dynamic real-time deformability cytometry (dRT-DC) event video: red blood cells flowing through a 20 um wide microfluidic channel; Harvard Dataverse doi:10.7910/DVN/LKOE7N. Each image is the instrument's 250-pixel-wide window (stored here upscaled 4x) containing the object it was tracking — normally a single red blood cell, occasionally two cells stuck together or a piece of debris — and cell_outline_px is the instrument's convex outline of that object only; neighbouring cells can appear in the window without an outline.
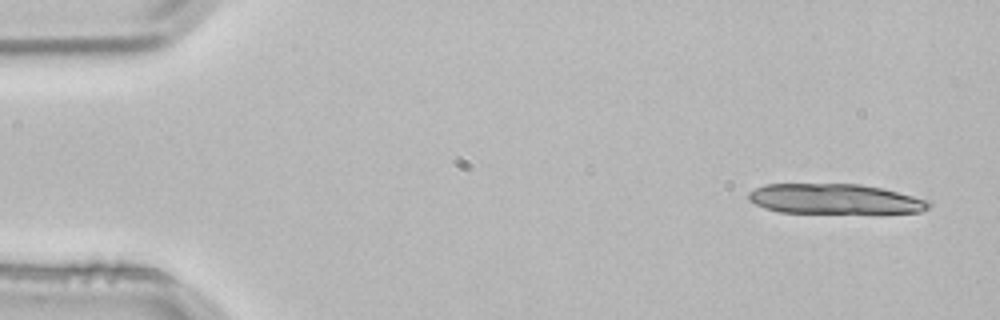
{"species": "common noctule bat (a hibernating species)", "species_latin": "Nyctalus noctula", "temperature_condition": "room temperature", "stored_images_in_passage": 3, "camera_frame_rate_fps": 3000, "um_per_image_px": 0.085, "animal": {"sex": "male", "body_mass_g": 21.5, "forearm_length_mm": 52.0}, "frame": {"image": 1, "passage_image": 1, "time_ms": 0.0, "image_size_px": [1000, 320], "cell_outline_px": [[932, 204], [928, 208], [920, 212], [880, 216], [780, 212], [764, 208], [748, 200], [748, 192], [764, 184], [860, 184], [880, 188], [912, 196], [924, 200]], "centroid_in_image_um": [71.0, 16.97], "position_along_channel_um": 14.0, "area_um2": 32.95}}
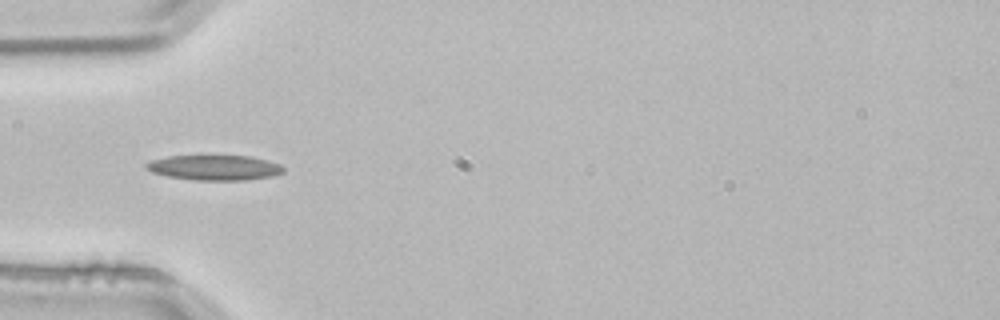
{"frame": {"image": 2, "passage_image": 3, "time_ms": 0.667, "image_size_px": [1000, 320], "cell_outline_px": [[284, 172], [272, 176], [248, 180], [196, 180], [168, 176], [152, 172], [144, 168], [144, 164], [152, 160], [168, 156], [248, 156], [268, 160], [280, 164], [284, 168]], "centroid_in_image_um": [18.24, 14.25], "position_along_channel_um": 66.8, "area_um2": 20.06}}